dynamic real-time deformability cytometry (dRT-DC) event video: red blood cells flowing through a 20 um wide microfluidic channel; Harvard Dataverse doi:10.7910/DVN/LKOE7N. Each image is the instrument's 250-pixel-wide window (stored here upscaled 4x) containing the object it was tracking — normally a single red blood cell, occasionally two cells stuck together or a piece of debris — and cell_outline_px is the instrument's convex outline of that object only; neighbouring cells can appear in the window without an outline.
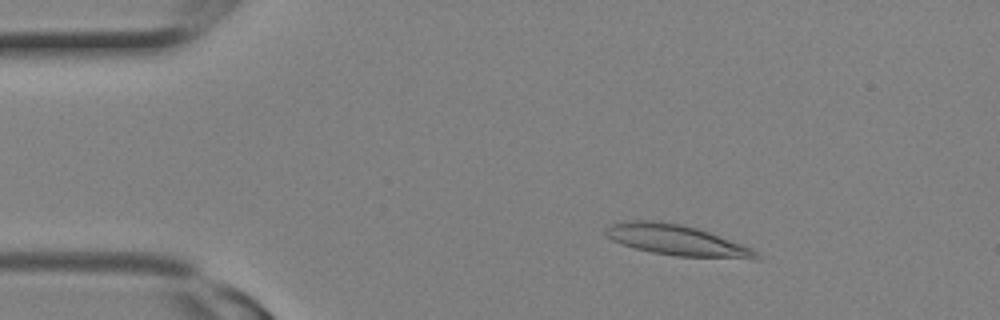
{"species": "Egyptian fruit bat (a non-hibernating species)", "species_latin": "Rousettus aegyptiacus", "temperature_condition": "room temperature", "stored_images_in_passage": 6, "camera_frame_rate_fps": 3000, "um_per_image_px": 0.085, "animal": {"sex": "female"}, "frame": {"image": 1, "passage_image": 1, "time_ms": 0.0, "image_size_px": [1000, 320], "cell_outline_px": [[760, 256], [756, 260], [752, 260], [676, 256], [652, 252], [636, 248], [612, 240], [604, 232], [604, 228], [612, 224], [628, 220], [656, 220], [680, 224], [696, 228], [708, 232], [752, 248]], "centroid_in_image_um": [57.55, 20.43], "position_along_channel_um": 27.5, "area_um2": 26.88}}
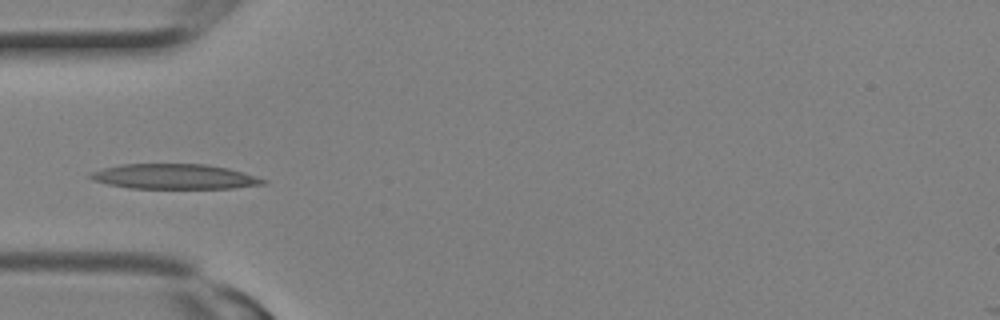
{"frame": {"image": 2, "passage_image": 5, "time_ms": 1.333, "image_size_px": [1000, 320], "cell_outline_px": [[268, 180], [264, 184], [232, 188], [128, 188], [108, 184], [92, 180], [88, 176], [88, 172], [120, 164], [204, 164], [228, 168]], "centroid_in_image_um": [14.77, 15.0], "position_along_channel_um": 70.2, "area_um2": 25.14}}